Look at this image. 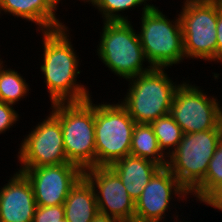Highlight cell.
I'll use <instances>...</instances> for the list:
<instances>
[{"instance_id":"cell-11","label":"cell","mask_w":222,"mask_h":222,"mask_svg":"<svg viewBox=\"0 0 222 222\" xmlns=\"http://www.w3.org/2000/svg\"><path fill=\"white\" fill-rule=\"evenodd\" d=\"M173 195L177 201H186L190 193L167 167H160L135 202L134 222H162V219L164 222L166 212L171 209Z\"/></svg>"},{"instance_id":"cell-3","label":"cell","mask_w":222,"mask_h":222,"mask_svg":"<svg viewBox=\"0 0 222 222\" xmlns=\"http://www.w3.org/2000/svg\"><path fill=\"white\" fill-rule=\"evenodd\" d=\"M158 7H142L138 31L144 55L152 68H166L185 58L181 19H168Z\"/></svg>"},{"instance_id":"cell-22","label":"cell","mask_w":222,"mask_h":222,"mask_svg":"<svg viewBox=\"0 0 222 222\" xmlns=\"http://www.w3.org/2000/svg\"><path fill=\"white\" fill-rule=\"evenodd\" d=\"M150 0H97L93 5L102 14L103 21H128V16H123L120 12L141 5L150 8L152 5L147 2ZM152 1V0H151Z\"/></svg>"},{"instance_id":"cell-6","label":"cell","mask_w":222,"mask_h":222,"mask_svg":"<svg viewBox=\"0 0 222 222\" xmlns=\"http://www.w3.org/2000/svg\"><path fill=\"white\" fill-rule=\"evenodd\" d=\"M135 124L120 102L95 104L96 167H108L130 155Z\"/></svg>"},{"instance_id":"cell-4","label":"cell","mask_w":222,"mask_h":222,"mask_svg":"<svg viewBox=\"0 0 222 222\" xmlns=\"http://www.w3.org/2000/svg\"><path fill=\"white\" fill-rule=\"evenodd\" d=\"M102 26L96 55L114 75L128 80L152 69L144 68L148 61L132 21H105Z\"/></svg>"},{"instance_id":"cell-23","label":"cell","mask_w":222,"mask_h":222,"mask_svg":"<svg viewBox=\"0 0 222 222\" xmlns=\"http://www.w3.org/2000/svg\"><path fill=\"white\" fill-rule=\"evenodd\" d=\"M32 222H65L63 204L37 206Z\"/></svg>"},{"instance_id":"cell-20","label":"cell","mask_w":222,"mask_h":222,"mask_svg":"<svg viewBox=\"0 0 222 222\" xmlns=\"http://www.w3.org/2000/svg\"><path fill=\"white\" fill-rule=\"evenodd\" d=\"M150 125L157 138L159 149L168 157L182 140L184 133L181 127L170 114L157 118Z\"/></svg>"},{"instance_id":"cell-7","label":"cell","mask_w":222,"mask_h":222,"mask_svg":"<svg viewBox=\"0 0 222 222\" xmlns=\"http://www.w3.org/2000/svg\"><path fill=\"white\" fill-rule=\"evenodd\" d=\"M222 129L183 134L177 148L167 157V168L191 193L203 180Z\"/></svg>"},{"instance_id":"cell-17","label":"cell","mask_w":222,"mask_h":222,"mask_svg":"<svg viewBox=\"0 0 222 222\" xmlns=\"http://www.w3.org/2000/svg\"><path fill=\"white\" fill-rule=\"evenodd\" d=\"M63 206L67 222H92L99 213L94 189L84 176L71 188Z\"/></svg>"},{"instance_id":"cell-21","label":"cell","mask_w":222,"mask_h":222,"mask_svg":"<svg viewBox=\"0 0 222 222\" xmlns=\"http://www.w3.org/2000/svg\"><path fill=\"white\" fill-rule=\"evenodd\" d=\"M222 185V139L217 144L204 180L190 193L200 203L216 188Z\"/></svg>"},{"instance_id":"cell-16","label":"cell","mask_w":222,"mask_h":222,"mask_svg":"<svg viewBox=\"0 0 222 222\" xmlns=\"http://www.w3.org/2000/svg\"><path fill=\"white\" fill-rule=\"evenodd\" d=\"M2 13L35 23L38 26L36 30L40 32L65 27L43 0H0Z\"/></svg>"},{"instance_id":"cell-9","label":"cell","mask_w":222,"mask_h":222,"mask_svg":"<svg viewBox=\"0 0 222 222\" xmlns=\"http://www.w3.org/2000/svg\"><path fill=\"white\" fill-rule=\"evenodd\" d=\"M206 93L200 86L191 84L190 80L181 81L177 87L169 114L184 134L222 129L220 101Z\"/></svg>"},{"instance_id":"cell-30","label":"cell","mask_w":222,"mask_h":222,"mask_svg":"<svg viewBox=\"0 0 222 222\" xmlns=\"http://www.w3.org/2000/svg\"><path fill=\"white\" fill-rule=\"evenodd\" d=\"M200 1H216V0H184L183 2H200Z\"/></svg>"},{"instance_id":"cell-14","label":"cell","mask_w":222,"mask_h":222,"mask_svg":"<svg viewBox=\"0 0 222 222\" xmlns=\"http://www.w3.org/2000/svg\"><path fill=\"white\" fill-rule=\"evenodd\" d=\"M0 188V222H32L37 204L30 181L17 171Z\"/></svg>"},{"instance_id":"cell-5","label":"cell","mask_w":222,"mask_h":222,"mask_svg":"<svg viewBox=\"0 0 222 222\" xmlns=\"http://www.w3.org/2000/svg\"><path fill=\"white\" fill-rule=\"evenodd\" d=\"M166 69L152 68L127 80L130 86L128 85L129 89L120 103L135 123L150 124L170 113L173 97L180 83L173 82Z\"/></svg>"},{"instance_id":"cell-28","label":"cell","mask_w":222,"mask_h":222,"mask_svg":"<svg viewBox=\"0 0 222 222\" xmlns=\"http://www.w3.org/2000/svg\"><path fill=\"white\" fill-rule=\"evenodd\" d=\"M45 2V4L56 14L58 8V4H60V2L62 0H43Z\"/></svg>"},{"instance_id":"cell-15","label":"cell","mask_w":222,"mask_h":222,"mask_svg":"<svg viewBox=\"0 0 222 222\" xmlns=\"http://www.w3.org/2000/svg\"><path fill=\"white\" fill-rule=\"evenodd\" d=\"M121 179L130 197L136 202L150 178L160 168L156 163L128 155L109 166Z\"/></svg>"},{"instance_id":"cell-26","label":"cell","mask_w":222,"mask_h":222,"mask_svg":"<svg viewBox=\"0 0 222 222\" xmlns=\"http://www.w3.org/2000/svg\"><path fill=\"white\" fill-rule=\"evenodd\" d=\"M201 203L222 211V185L212 191Z\"/></svg>"},{"instance_id":"cell-13","label":"cell","mask_w":222,"mask_h":222,"mask_svg":"<svg viewBox=\"0 0 222 222\" xmlns=\"http://www.w3.org/2000/svg\"><path fill=\"white\" fill-rule=\"evenodd\" d=\"M83 176L94 189L100 213L123 222H134L135 202L109 166L88 168L84 170Z\"/></svg>"},{"instance_id":"cell-27","label":"cell","mask_w":222,"mask_h":222,"mask_svg":"<svg viewBox=\"0 0 222 222\" xmlns=\"http://www.w3.org/2000/svg\"><path fill=\"white\" fill-rule=\"evenodd\" d=\"M92 222H123L121 220H118L117 218L108 216L106 214L98 213Z\"/></svg>"},{"instance_id":"cell-8","label":"cell","mask_w":222,"mask_h":222,"mask_svg":"<svg viewBox=\"0 0 222 222\" xmlns=\"http://www.w3.org/2000/svg\"><path fill=\"white\" fill-rule=\"evenodd\" d=\"M182 3L179 16L185 58L217 62L218 0Z\"/></svg>"},{"instance_id":"cell-12","label":"cell","mask_w":222,"mask_h":222,"mask_svg":"<svg viewBox=\"0 0 222 222\" xmlns=\"http://www.w3.org/2000/svg\"><path fill=\"white\" fill-rule=\"evenodd\" d=\"M30 181L37 206L64 204L69 191L83 176V170L73 163L20 168Z\"/></svg>"},{"instance_id":"cell-1","label":"cell","mask_w":222,"mask_h":222,"mask_svg":"<svg viewBox=\"0 0 222 222\" xmlns=\"http://www.w3.org/2000/svg\"><path fill=\"white\" fill-rule=\"evenodd\" d=\"M67 26L41 31L43 45V64L40 71L44 75L51 105L55 103L81 102L92 95L88 88L77 82L79 57L74 51L70 29ZM68 32V33H67ZM79 83V84H78Z\"/></svg>"},{"instance_id":"cell-29","label":"cell","mask_w":222,"mask_h":222,"mask_svg":"<svg viewBox=\"0 0 222 222\" xmlns=\"http://www.w3.org/2000/svg\"><path fill=\"white\" fill-rule=\"evenodd\" d=\"M84 2V3H86V2H88V4H92V6L97 2V0H81V2Z\"/></svg>"},{"instance_id":"cell-2","label":"cell","mask_w":222,"mask_h":222,"mask_svg":"<svg viewBox=\"0 0 222 222\" xmlns=\"http://www.w3.org/2000/svg\"><path fill=\"white\" fill-rule=\"evenodd\" d=\"M91 98L81 102L55 103L50 108L61 123L67 160L83 171L96 167L95 103Z\"/></svg>"},{"instance_id":"cell-18","label":"cell","mask_w":222,"mask_h":222,"mask_svg":"<svg viewBox=\"0 0 222 222\" xmlns=\"http://www.w3.org/2000/svg\"><path fill=\"white\" fill-rule=\"evenodd\" d=\"M130 155L147 159L159 165L167 166V157L158 146L153 128L147 123H136L131 139Z\"/></svg>"},{"instance_id":"cell-10","label":"cell","mask_w":222,"mask_h":222,"mask_svg":"<svg viewBox=\"0 0 222 222\" xmlns=\"http://www.w3.org/2000/svg\"><path fill=\"white\" fill-rule=\"evenodd\" d=\"M33 127L18 148L19 168L70 163L65 155L61 123L51 112Z\"/></svg>"},{"instance_id":"cell-31","label":"cell","mask_w":222,"mask_h":222,"mask_svg":"<svg viewBox=\"0 0 222 222\" xmlns=\"http://www.w3.org/2000/svg\"><path fill=\"white\" fill-rule=\"evenodd\" d=\"M175 220H176V221H175ZM178 220H179L178 215H176L175 218H174V220H173L174 222H184V219H183V221H181V220L178 221ZM186 222H188V221H186ZM189 222H190V221H189Z\"/></svg>"},{"instance_id":"cell-19","label":"cell","mask_w":222,"mask_h":222,"mask_svg":"<svg viewBox=\"0 0 222 222\" xmlns=\"http://www.w3.org/2000/svg\"><path fill=\"white\" fill-rule=\"evenodd\" d=\"M0 61V101L11 105L21 101L29 94V86L25 78L15 69L6 68ZM5 65V67H4Z\"/></svg>"},{"instance_id":"cell-24","label":"cell","mask_w":222,"mask_h":222,"mask_svg":"<svg viewBox=\"0 0 222 222\" xmlns=\"http://www.w3.org/2000/svg\"><path fill=\"white\" fill-rule=\"evenodd\" d=\"M19 114L13 105L0 101V134L5 133L18 122Z\"/></svg>"},{"instance_id":"cell-25","label":"cell","mask_w":222,"mask_h":222,"mask_svg":"<svg viewBox=\"0 0 222 222\" xmlns=\"http://www.w3.org/2000/svg\"><path fill=\"white\" fill-rule=\"evenodd\" d=\"M217 63L222 62V0H218Z\"/></svg>"}]
</instances>
